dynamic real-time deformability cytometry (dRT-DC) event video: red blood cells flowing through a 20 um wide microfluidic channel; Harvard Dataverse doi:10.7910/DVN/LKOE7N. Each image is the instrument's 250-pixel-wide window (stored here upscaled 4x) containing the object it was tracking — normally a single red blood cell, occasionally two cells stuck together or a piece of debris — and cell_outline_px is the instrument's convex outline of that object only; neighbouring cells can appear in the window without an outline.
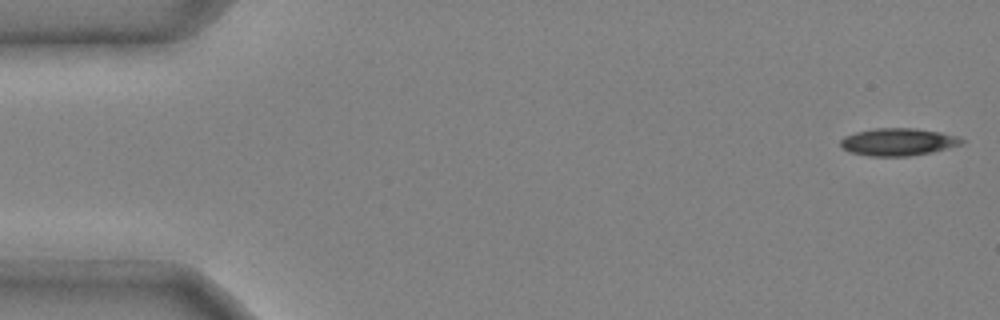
{"species": "common noctule bat (a hibernating species)", "species_latin": "Nyctalus noctula", "temperature_condition": "cold", "stored_images_in_passage": 44, "camera_frame_rate_fps": 3000, "um_per_image_px": 0.085, "animal": {"sex": "male", "body_mass_g": 20.4}, "frame": {"image": 1, "passage_image": 1, "time_ms": 0.0, "image_size_px": [1000, 320], "cell_outline_px": [[964, 144], [932, 152], [908, 156], [868, 156], [848, 152], [840, 148], [840, 140], [844, 136], [856, 132], [876, 128], [916, 128], [940, 132], [960, 136], [964, 140]], "centroid_in_image_um": [76.33, 12.06], "position_along_channel_um": 8.7, "area_um2": 19.65}}